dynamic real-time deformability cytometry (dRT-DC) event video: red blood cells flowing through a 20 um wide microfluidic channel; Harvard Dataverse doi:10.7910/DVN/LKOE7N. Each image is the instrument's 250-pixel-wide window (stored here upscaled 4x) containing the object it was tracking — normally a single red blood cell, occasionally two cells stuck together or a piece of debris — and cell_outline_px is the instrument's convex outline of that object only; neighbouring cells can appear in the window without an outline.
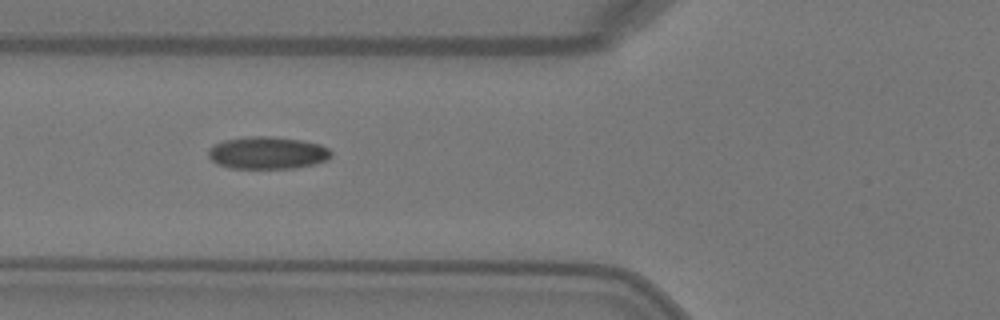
{"species": "Egyptian fruit bat (a non-hibernating species)", "species_latin": "Rousettus aegyptiacus", "temperature_condition": "warm", "stored_images_in_passage": 5, "camera_frame_rate_fps": 3000, "um_per_image_px": 0.085, "animal": {"sex": "female"}, "frame": {"image": 1, "passage_image": 4, "time_ms": 1.0, "image_size_px": [1000, 320], "cell_outline_px": [[332, 156], [328, 160], [296, 168], [228, 168], [216, 164], [208, 156], [208, 148], [224, 140], [244, 136], [272, 136], [300, 140], [320, 144], [328, 148], [332, 152]], "centroid_in_image_um": [22.72, 12.99], "position_along_channel_um": 103.1, "area_um2": 23.35}}